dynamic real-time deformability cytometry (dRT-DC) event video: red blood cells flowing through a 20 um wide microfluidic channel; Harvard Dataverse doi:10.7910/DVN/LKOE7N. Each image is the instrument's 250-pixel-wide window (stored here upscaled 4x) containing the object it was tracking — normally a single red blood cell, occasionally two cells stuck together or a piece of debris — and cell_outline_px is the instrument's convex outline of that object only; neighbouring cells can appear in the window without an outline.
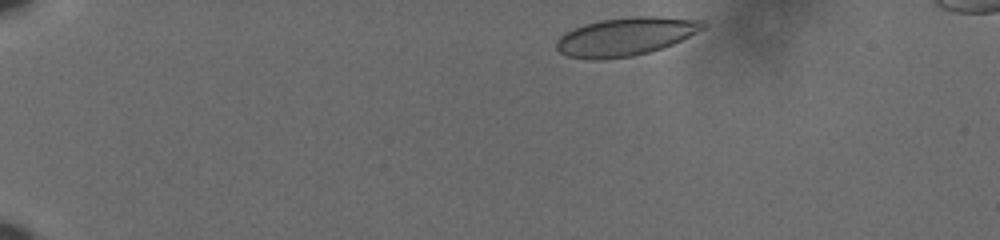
{"species": "human", "species_latin": "Homo sapiens", "temperature_condition": "cold", "stored_images_in_passage": 45, "camera_frame_rate_fps": 3000, "um_per_image_px": 0.085, "donor": {"sex": "male"}, "frame": {"image": 1, "passage_image": 2, "time_ms": 0.333, "image_size_px": [1000, 240], "cell_outline_px": [[708, 24], [704, 28], [672, 44], [648, 52], [632, 56], [600, 60], [588, 60], [568, 56], [560, 52], [556, 48], [556, 40], [564, 32], [584, 24], [600, 20], [632, 16], [656, 16], [704, 20]], "centroid_in_image_um": [53.14, 3.1], "position_along_channel_um": 31.9, "area_um2": 32.71}}
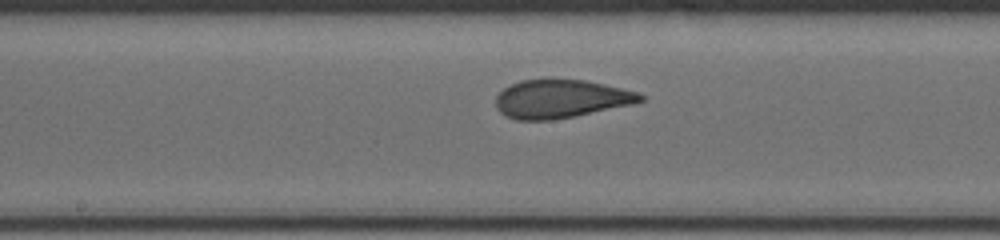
{"frame": {"image": 2, "passage_image": 24, "time_ms": 7.667, "image_size_px": [1000, 240], "cell_outline_px": [[644, 100], [632, 104], [552, 120], [516, 120], [504, 116], [496, 108], [496, 96], [508, 84], [520, 80], [584, 80], [604, 84], [640, 92], [644, 96]], "centroid_in_image_um": [47.64, 8.4], "position_along_channel_um": 200.6, "area_um2": 32.14}}
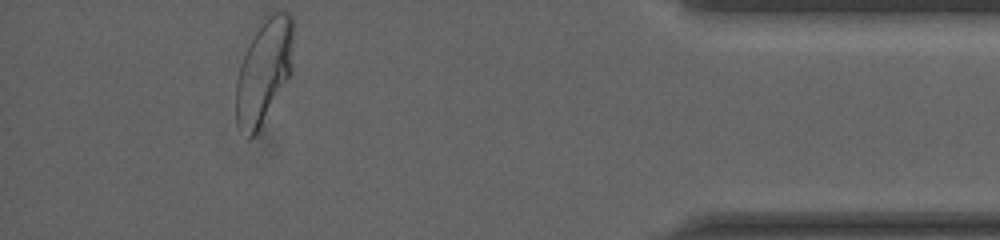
{"frame": {"image": 3, "passage_image": 45, "time_ms": 14.667, "image_size_px": [1000, 240], "cell_outline_px": [[292, 72], [256, 136], [248, 140], [236, 124], [236, 80], [240, 64], [264, 16], [268, 12], [288, 12], [292, 16]], "centroid_in_image_um": [22.42, 6.11], "position_along_channel_um": 412.8, "area_um2": 34.91}, "authors_computed_cell_mechanics": {"area_um2": 32.7726, "velocity_mm_per_s": 3.6074, "shape_relaxation_time_tau1_ms": 6.6881, "shape_relaxation_time_tau2_ms": null, "deformation_change_tau1": 0.1794, "deformation_change_tau2": null}}